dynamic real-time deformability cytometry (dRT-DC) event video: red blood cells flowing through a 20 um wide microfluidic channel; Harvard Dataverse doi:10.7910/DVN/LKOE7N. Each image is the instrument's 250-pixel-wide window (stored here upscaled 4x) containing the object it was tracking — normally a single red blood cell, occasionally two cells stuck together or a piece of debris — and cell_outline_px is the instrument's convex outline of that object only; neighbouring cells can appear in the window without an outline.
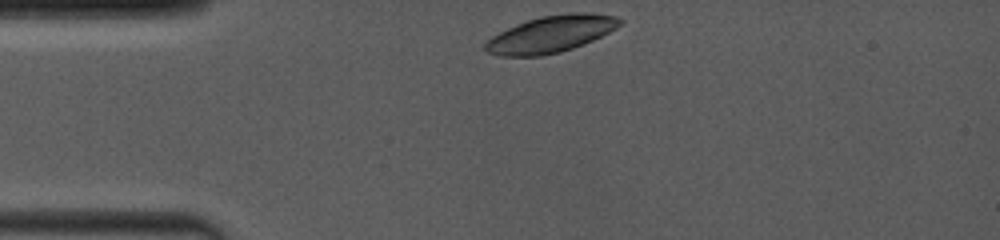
{"species": "common noctule bat (a hibernating species)", "species_latin": "Nyctalus noctula", "temperature_condition": "room temperature", "stored_images_in_passage": 4, "camera_frame_rate_fps": 4000, "um_per_image_px": 0.085, "animal": {"sex": "female", "body_mass_g": 19.0, "forearm_length_mm": 53.3}, "frame": {"image": 1, "passage_image": 1, "time_ms": 0.0, "image_size_px": [1000, 240], "cell_outline_px": [[624, 20], [616, 28], [592, 40], [572, 48], [560, 52], [540, 56], [500, 56], [488, 52], [484, 48], [484, 44], [492, 36], [516, 24], [540, 16], [572, 12], [588, 12], [616, 16]], "centroid_in_image_um": [46.83, 2.89], "position_along_channel_um": 38.2, "area_um2": 28.61}}